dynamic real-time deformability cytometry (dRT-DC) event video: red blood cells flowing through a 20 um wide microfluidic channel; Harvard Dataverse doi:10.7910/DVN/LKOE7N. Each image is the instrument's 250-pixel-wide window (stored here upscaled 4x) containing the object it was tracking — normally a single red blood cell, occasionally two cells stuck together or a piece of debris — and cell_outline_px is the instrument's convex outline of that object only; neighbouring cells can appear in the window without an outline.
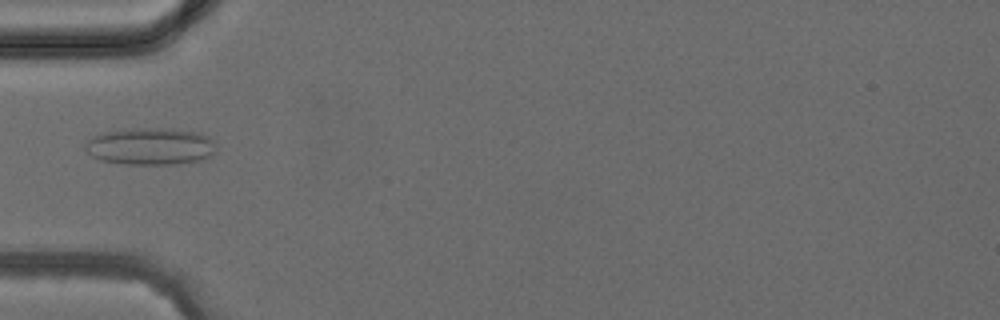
{"species": "common noctule bat (a hibernating species)", "species_latin": "Nyctalus noctula", "temperature_condition": "cold", "stored_images_in_passage": 1, "camera_frame_rate_fps": 3000, "um_per_image_px": 0.085, "animal": {"sex": "female", "body_mass_g": 24.6, "forearm_length_mm": 56.2}, "frame": {"image": 1, "passage_image": 1, "time_ms": 0.0, "image_size_px": [1000, 320], "cell_outline_px": [[216, 148], [212, 156], [200, 160], [176, 164], [124, 164], [100, 160], [84, 152], [84, 144], [92, 136], [104, 132], [132, 128], [160, 128], [200, 132], [208, 136], [216, 144]], "centroid_in_image_um": [12.77, 12.44], "position_along_channel_um": 72.2, "area_um2": 28.61}}